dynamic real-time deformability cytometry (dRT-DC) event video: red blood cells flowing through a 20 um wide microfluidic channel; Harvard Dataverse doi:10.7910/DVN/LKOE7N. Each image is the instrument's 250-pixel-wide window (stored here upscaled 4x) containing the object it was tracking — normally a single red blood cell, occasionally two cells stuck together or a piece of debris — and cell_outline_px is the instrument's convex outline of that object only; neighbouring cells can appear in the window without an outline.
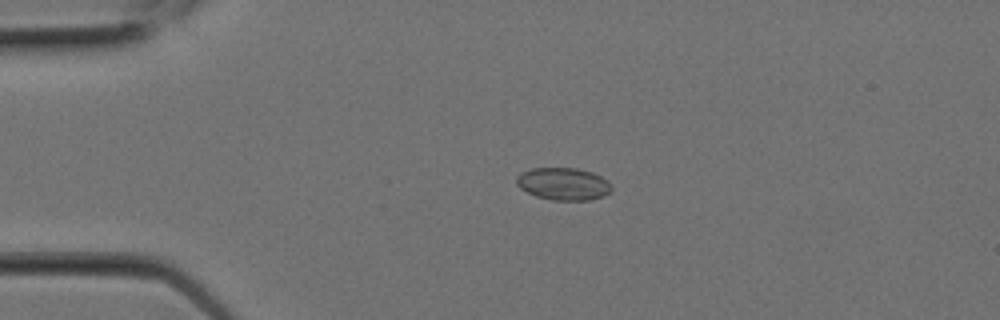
{"species": "Egyptian fruit bat (a non-hibernating species)", "species_latin": "Rousettus aegyptiacus", "temperature_condition": "room temperature", "stored_images_in_passage": 5, "camera_frame_rate_fps": 3000, "um_per_image_px": 0.085, "animal": {"sex": "female"}, "frame": {"image": 1, "passage_image": 1, "time_ms": 0.0, "image_size_px": [1000, 320], "cell_outline_px": [[612, 188], [604, 196], [588, 200], [552, 200], [536, 196], [520, 188], [516, 184], [516, 176], [520, 172], [532, 168], [576, 168], [592, 172], [608, 180], [612, 184]], "centroid_in_image_um": [47.88, 15.62], "position_along_channel_um": 37.1, "area_um2": 18.03}}
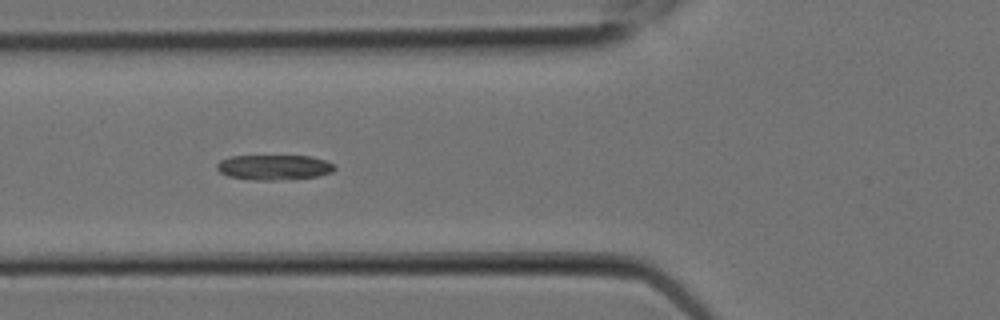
{"frame": {"image": 2, "passage_image": 4, "time_ms": 1.0, "image_size_px": [1000, 320], "cell_outline_px": [[336, 168], [332, 172], [316, 176], [272, 180], [252, 180], [228, 176], [220, 172], [216, 168], [216, 164], [220, 160], [232, 156], [308, 156], [324, 160], [336, 164]], "centroid_in_image_um": [23.28, 14.21], "position_along_channel_um": 102.5, "area_um2": 17.11}}
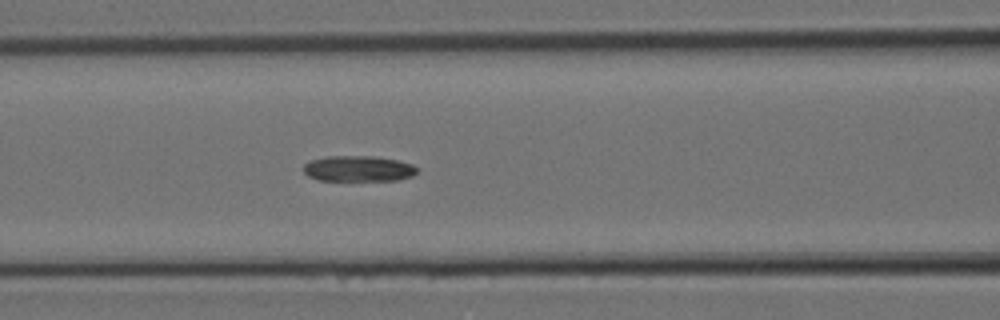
{"frame": {"image": 3, "passage_image": 5, "time_ms": 1.333, "image_size_px": [1000, 320], "cell_outline_px": [[420, 168], [412, 176], [396, 180], [316, 180], [308, 176], [304, 172], [304, 164], [308, 160], [328, 156], [376, 156], [396, 160], [412, 164]], "centroid_in_image_um": [30.44, 14.33], "position_along_channel_um": 136.2, "area_um2": 17.11}}